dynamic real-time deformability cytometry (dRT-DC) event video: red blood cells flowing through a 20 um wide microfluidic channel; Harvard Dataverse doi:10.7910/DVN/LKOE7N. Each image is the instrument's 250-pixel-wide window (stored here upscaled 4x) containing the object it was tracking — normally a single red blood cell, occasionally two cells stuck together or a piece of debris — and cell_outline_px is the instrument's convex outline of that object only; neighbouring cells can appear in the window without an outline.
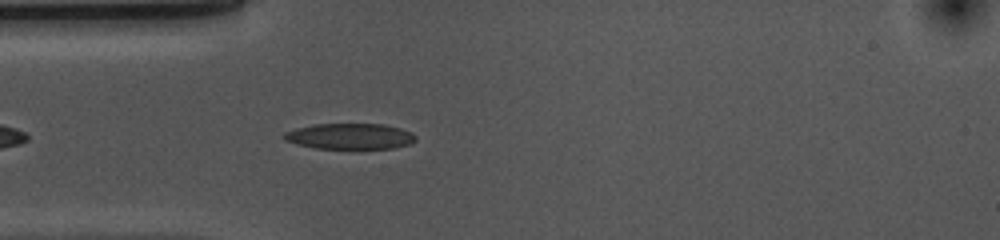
{"species": "common noctule bat (a hibernating species)", "species_latin": "Nyctalus noctula", "temperature_condition": "cold", "stored_images_in_passage": 27, "camera_frame_rate_fps": 3000, "um_per_image_px": 0.085, "animal": {"sex": "female", "body_mass_g": 10.0, "forearm_length_mm": 53.1}, "frame": {"image": 1, "passage_image": 4, "time_ms": 1.0, "image_size_px": [1000, 240], "cell_outline_px": [[416, 140], [412, 144], [392, 148], [316, 148], [296, 144], [284, 140], [284, 132], [296, 128], [312, 124], [384, 124], [400, 128], [412, 132], [416, 136]], "centroid_in_image_um": [29.76, 11.58], "position_along_channel_um": 55.2, "area_um2": 19.83}}
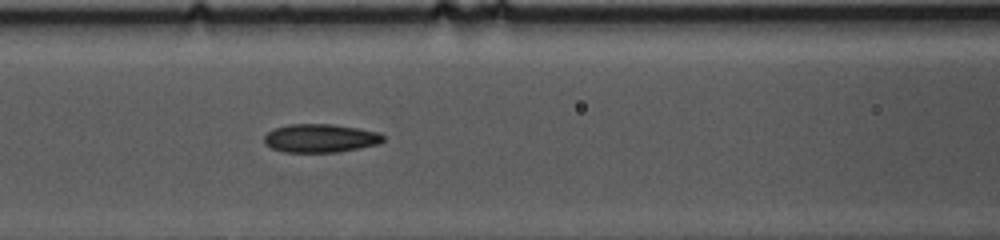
{"frame": {"image": 2, "passage_image": 11, "time_ms": 3.333, "image_size_px": [1000, 240], "cell_outline_px": [[384, 140], [380, 144], [360, 148], [336, 152], [284, 152], [272, 148], [264, 144], [264, 136], [272, 128], [288, 124], [332, 124], [380, 132], [384, 136]], "centroid_in_image_um": [27.22, 11.74], "position_along_channel_um": 139.4, "area_um2": 19.88}}
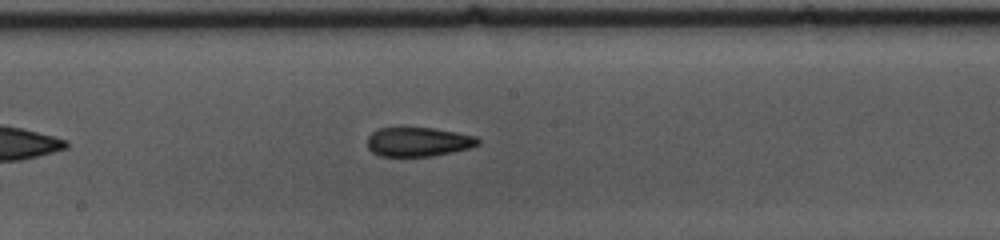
{"frame": {"image": 3, "passage_image": 17, "time_ms": 5.333, "image_size_px": [1000, 240], "cell_outline_px": [[480, 144], [472, 148], [432, 156], [380, 156], [372, 152], [368, 148], [368, 136], [372, 132], [380, 128], [436, 128], [476, 136], [480, 140]], "centroid_in_image_um": [35.59, 12.06], "position_along_channel_um": 212.6, "area_um2": 18.9}}